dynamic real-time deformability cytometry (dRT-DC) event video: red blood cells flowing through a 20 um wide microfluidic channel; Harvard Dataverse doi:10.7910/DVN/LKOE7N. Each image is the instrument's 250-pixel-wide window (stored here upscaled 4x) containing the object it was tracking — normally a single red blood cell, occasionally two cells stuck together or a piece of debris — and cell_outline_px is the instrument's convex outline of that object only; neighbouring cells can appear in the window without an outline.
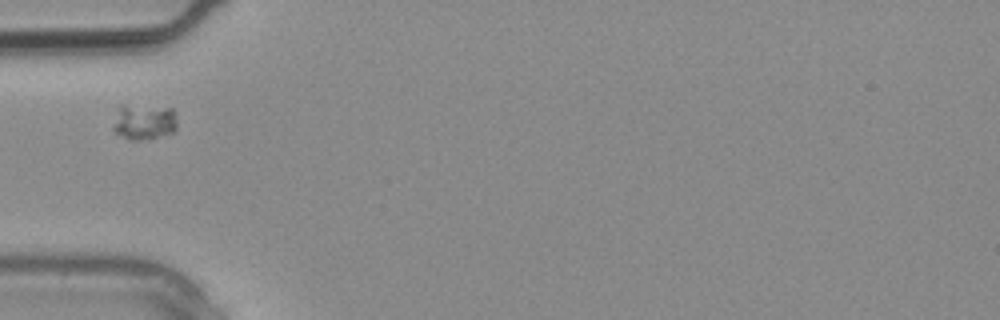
{"species": "common noctule bat (a hibernating species)", "species_latin": "Nyctalus noctula", "temperature_condition": "warm", "stored_images_in_passage": 1, "camera_frame_rate_fps": 3000, "um_per_image_px": 0.085, "animal": {"sex": "male", "body_mass_g": 20.4}, "frame": {"image": 1, "passage_image": 1, "time_ms": 0.0, "image_size_px": [1000, 320], "cell_outline_px": [[176, 128], [172, 132], [140, 140], [128, 140], [112, 132], [112, 128], [120, 104], [124, 104], [172, 108], [176, 112]], "centroid_in_image_um": [12.2, 10.35], "position_along_channel_um": 72.8, "area_um2": 13.41}}